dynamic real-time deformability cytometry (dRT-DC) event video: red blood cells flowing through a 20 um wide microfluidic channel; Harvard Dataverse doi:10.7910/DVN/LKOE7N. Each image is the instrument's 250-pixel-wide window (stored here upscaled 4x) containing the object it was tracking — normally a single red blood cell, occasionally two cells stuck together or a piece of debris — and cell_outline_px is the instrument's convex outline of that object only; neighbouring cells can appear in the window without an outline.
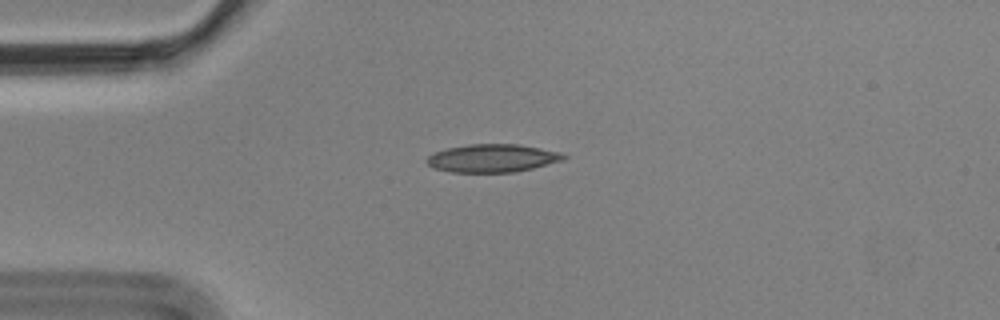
{"species": "Egyptian fruit bat (a non-hibernating species)", "species_latin": "Rousettus aegyptiacus", "temperature_condition": "cold", "stored_images_in_passage": 3, "camera_frame_rate_fps": 3000, "um_per_image_px": 0.085, "animal": {"sex": "male"}, "frame": {"image": 1, "passage_image": 2, "time_ms": 0.333, "image_size_px": [1000, 320], "cell_outline_px": [[568, 156], [564, 160], [516, 172], [452, 172], [432, 168], [424, 160], [428, 156], [436, 152], [448, 148], [468, 144], [516, 144], [540, 148], [560, 152]], "centroid_in_image_um": [41.85, 13.45], "position_along_channel_um": 43.2, "area_um2": 22.31}}